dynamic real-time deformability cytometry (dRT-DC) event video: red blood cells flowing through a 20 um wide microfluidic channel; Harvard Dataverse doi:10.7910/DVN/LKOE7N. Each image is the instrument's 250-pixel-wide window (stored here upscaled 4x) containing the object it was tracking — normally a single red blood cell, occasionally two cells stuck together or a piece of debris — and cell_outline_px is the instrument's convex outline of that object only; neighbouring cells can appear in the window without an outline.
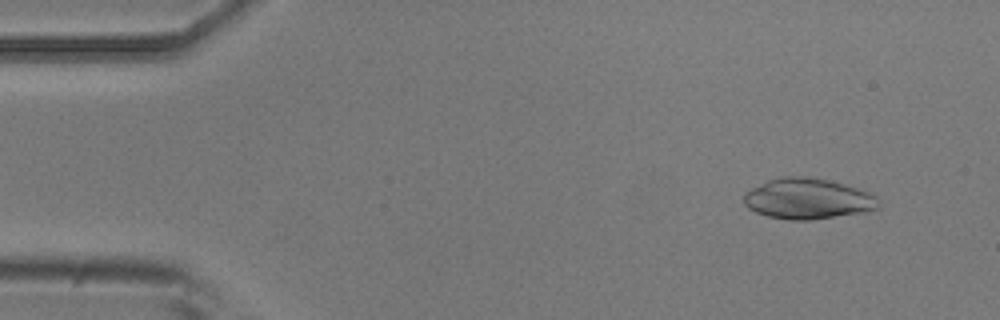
{"species": "common noctule bat (a hibernating species)", "species_latin": "Nyctalus noctula", "temperature_condition": "room temperature", "stored_images_in_passage": 54, "camera_frame_rate_fps": 3000, "um_per_image_px": 0.085, "animal": {"sex": "male", "body_mass_g": 20.5, "forearm_length_mm": 52.5}, "frame": {"image": 1, "passage_image": 5, "time_ms": 1.333, "image_size_px": [1000, 320], "cell_outline_px": [[880, 208], [864, 212], [812, 220], [788, 220], [768, 216], [756, 212], [748, 208], [744, 204], [744, 192], [768, 180], [784, 176], [808, 176], [828, 180], [844, 184], [868, 192], [876, 196], [880, 204]], "centroid_in_image_um": [68.66, 16.9], "position_along_channel_um": 16.3, "area_um2": 32.02}}
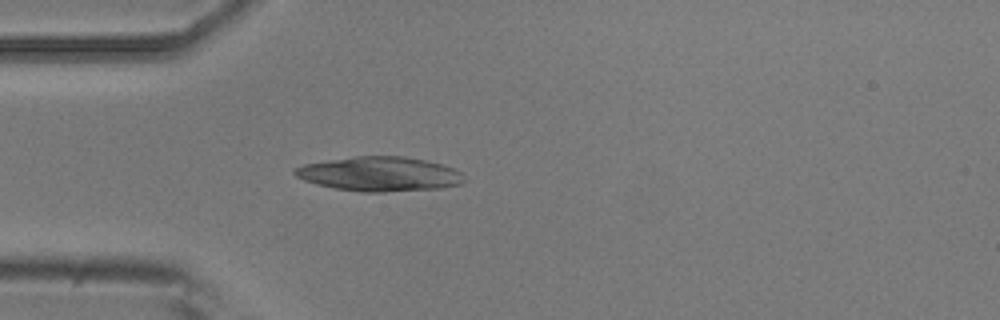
{"frame": {"image": 2, "passage_image": 15, "time_ms": 4.667, "image_size_px": [1000, 320], "cell_outline_px": [[464, 180], [460, 184], [440, 188], [384, 192], [360, 192], [336, 188], [316, 184], [304, 180], [296, 176], [292, 172], [296, 168], [304, 164], [356, 156], [404, 156], [424, 160], [440, 164], [452, 168], [460, 172]], "centroid_in_image_um": [32.24, 14.79], "position_along_channel_um": 52.8, "area_um2": 33.64}}
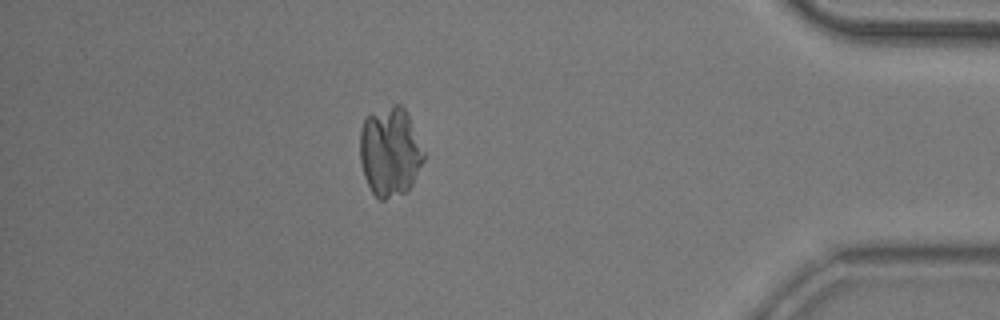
{"frame": {"image": 3, "passage_image": 47, "time_ms": 15.333, "image_size_px": [1000, 320], "cell_outline_px": [[424, 160], [412, 184], [404, 192], [384, 200], [380, 200], [372, 192], [364, 176], [360, 160], [360, 132], [364, 120], [368, 116], [392, 104], [400, 104], [404, 108], [408, 116], [424, 152]], "centroid_in_image_um": [33.14, 12.91], "position_along_channel_um": 402.1, "area_um2": 32.77}}